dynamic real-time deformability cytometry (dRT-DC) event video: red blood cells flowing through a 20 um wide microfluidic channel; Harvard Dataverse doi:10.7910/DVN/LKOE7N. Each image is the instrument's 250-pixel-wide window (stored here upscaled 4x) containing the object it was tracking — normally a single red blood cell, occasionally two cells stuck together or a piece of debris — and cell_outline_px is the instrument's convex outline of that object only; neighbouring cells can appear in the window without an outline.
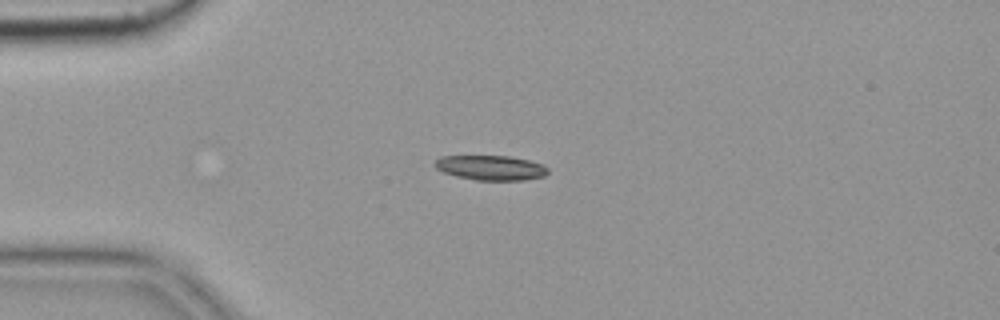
{"species": "common noctule bat (a hibernating species)", "species_latin": "Nyctalus noctula", "temperature_condition": "cold", "stored_images_in_passage": 10, "camera_frame_rate_fps": 3000, "um_per_image_px": 0.085, "animal": {"sex": "female", "body_mass_g": 19.9}, "frame": {"image": 1, "passage_image": 5, "time_ms": 1.333, "image_size_px": [1000, 320], "cell_outline_px": [[548, 172], [544, 176], [524, 180], [476, 180], [456, 176], [444, 172], [436, 168], [432, 164], [440, 156], [512, 156], [544, 164], [548, 168]], "centroid_in_image_um": [41.72, 14.25], "position_along_channel_um": 43.3, "area_um2": 16.42}}
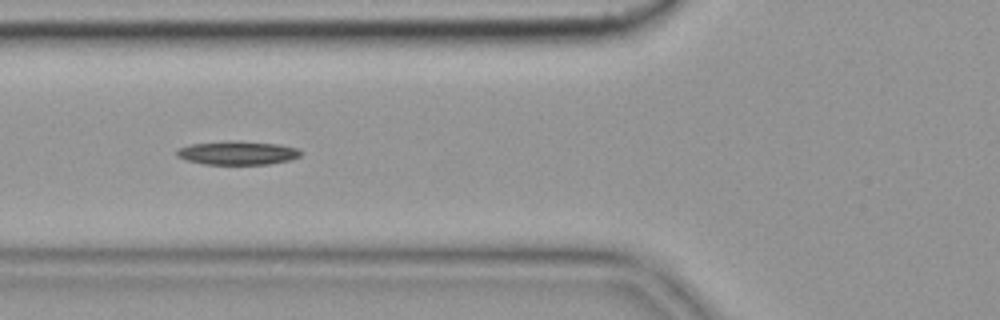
{"frame": {"image": 2, "passage_image": 7, "time_ms": 2.0, "image_size_px": [1000, 320], "cell_outline_px": [[300, 156], [288, 160], [268, 164], [204, 164], [188, 160], [176, 156], [176, 152], [180, 148], [192, 144], [280, 144], [300, 148]], "centroid_in_image_um": [20.24, 13.06], "position_along_channel_um": 105.6, "area_um2": 15.72}}